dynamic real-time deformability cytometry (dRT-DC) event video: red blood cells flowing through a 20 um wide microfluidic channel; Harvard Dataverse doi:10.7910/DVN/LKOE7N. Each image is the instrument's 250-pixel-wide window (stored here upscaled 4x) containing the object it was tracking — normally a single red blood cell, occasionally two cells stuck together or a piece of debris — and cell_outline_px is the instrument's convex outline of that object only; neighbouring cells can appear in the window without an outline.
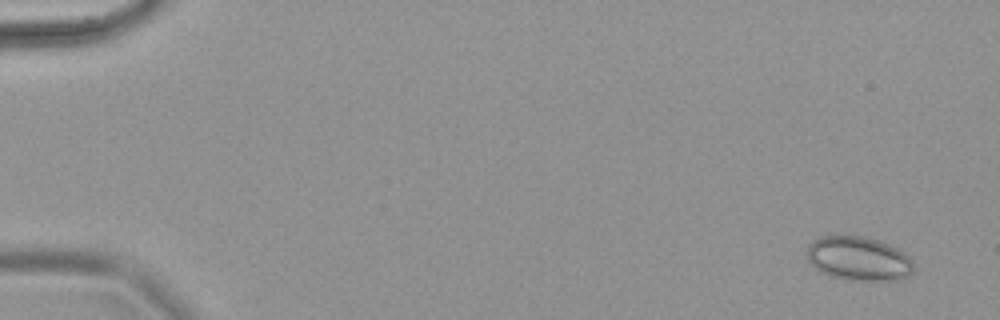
{"species": "common noctule bat (a hibernating species)", "species_latin": "Nyctalus noctula", "temperature_condition": "warm", "stored_images_in_passage": 61, "camera_frame_rate_fps": 3000, "um_per_image_px": 0.085, "animal": {"sex": "female", "body_mass_g": 18.4}, "frame": {"image": 1, "passage_image": 1, "time_ms": 0.0, "image_size_px": [1000, 320], "cell_outline_px": [[912, 272], [908, 276], [900, 280], [844, 280], [828, 276], [820, 272], [808, 260], [808, 244], [812, 240], [820, 236], [864, 236], [888, 244], [904, 252], [912, 260]], "centroid_in_image_um": [72.96, 21.99], "position_along_channel_um": 12.0, "area_um2": 27.46}}
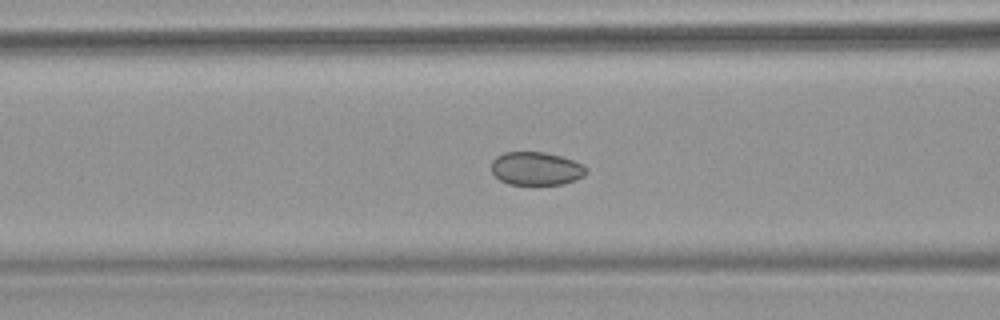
{"frame": {"image": 2, "passage_image": 25, "time_ms": 8.0, "image_size_px": [1000, 320], "cell_outline_px": [[588, 172], [584, 176], [576, 180], [564, 184], [508, 184], [500, 180], [492, 172], [492, 160], [496, 156], [504, 152], [544, 152], [560, 156], [584, 164], [588, 168]], "centroid_in_image_um": [45.6, 14.33], "position_along_channel_um": 121.0, "area_um2": 18.5}}
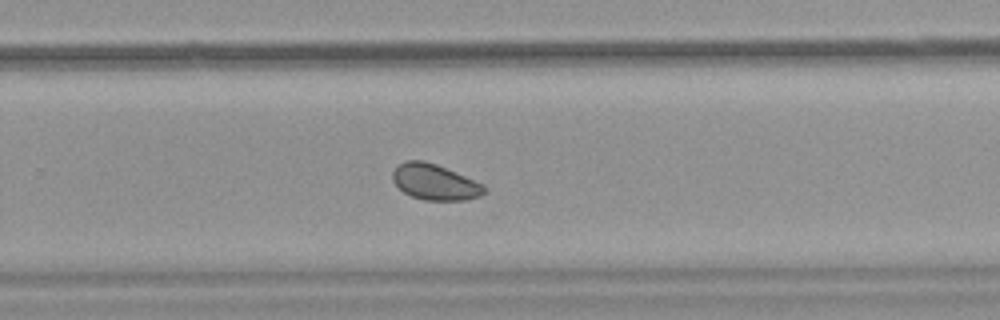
{"frame": {"image": 3, "passage_image": 41, "time_ms": 13.333, "image_size_px": [1000, 320], "cell_outline_px": [[484, 192], [480, 196], [468, 200], [424, 200], [412, 196], [404, 192], [392, 180], [392, 172], [396, 164], [404, 160], [424, 160], [436, 164], [484, 184]], "centroid_in_image_um": [36.92, 15.46], "position_along_channel_um": 292.9, "area_um2": 19.13}}